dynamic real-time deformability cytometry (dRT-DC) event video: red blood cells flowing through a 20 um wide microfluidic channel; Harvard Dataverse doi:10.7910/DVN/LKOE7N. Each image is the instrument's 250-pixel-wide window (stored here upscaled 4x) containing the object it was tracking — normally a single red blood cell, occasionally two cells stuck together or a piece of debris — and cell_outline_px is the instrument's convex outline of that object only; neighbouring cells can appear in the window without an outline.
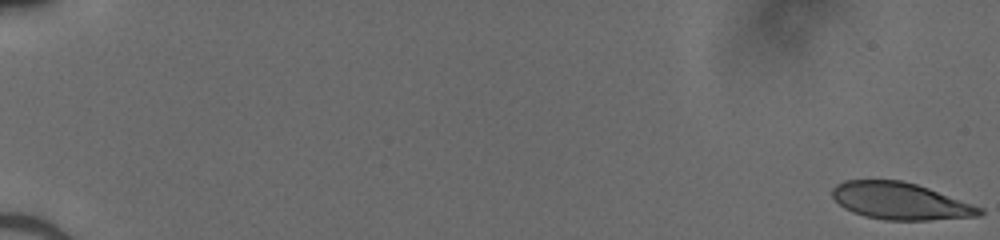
{"species": "human", "species_latin": "Homo sapiens", "temperature_condition": "cold", "stored_images_in_passage": 52, "camera_frame_rate_fps": 3000, "um_per_image_px": 0.085, "donor": {"sex": "male"}, "frame": {"image": 1, "passage_image": 1, "time_ms": 0.0, "image_size_px": [1000, 240], "cell_outline_px": [[984, 212], [980, 216], [928, 220], [884, 220], [864, 216], [852, 212], [844, 208], [832, 196], [832, 188], [836, 184], [844, 180], [900, 180], [916, 184], [928, 188], [984, 208]], "centroid_in_image_um": [76.52, 17.09], "position_along_channel_um": 8.5, "area_um2": 31.73}}
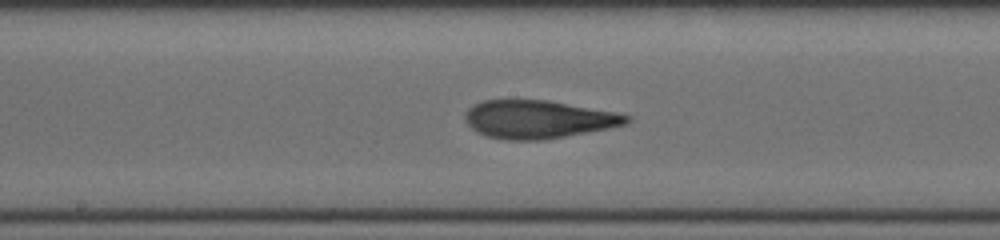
{"frame": {"image": 2, "passage_image": 30, "time_ms": 9.667, "image_size_px": [1000, 240], "cell_outline_px": [[632, 120], [628, 124], [608, 128], [564, 136], [540, 140], [508, 140], [488, 136], [476, 132], [464, 120], [464, 112], [468, 108], [484, 100], [548, 100], [616, 112], [632, 116]], "centroid_in_image_um": [45.76, 10.14], "position_along_channel_um": 202.4, "area_um2": 35.78}}
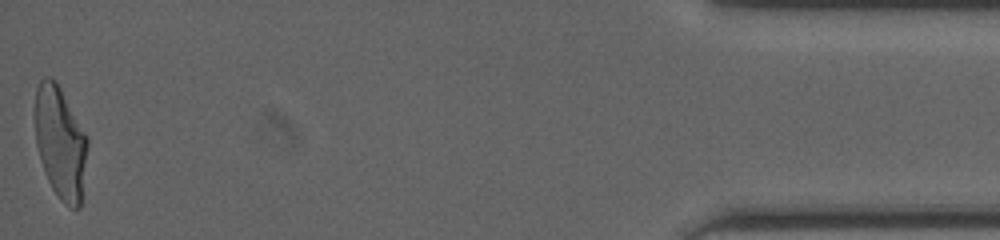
{"frame": {"image": 3, "passage_image": 52, "time_ms": 17.0, "image_size_px": [1000, 240], "cell_outline_px": [[88, 148], [80, 208], [68, 208], [60, 200], [52, 188], [44, 172], [40, 160], [36, 144], [36, 88], [40, 80], [44, 76], [48, 76], [56, 80], [88, 136]], "centroid_in_image_um": [5.15, 12.13], "position_along_channel_um": 430.1, "area_um2": 34.56}}